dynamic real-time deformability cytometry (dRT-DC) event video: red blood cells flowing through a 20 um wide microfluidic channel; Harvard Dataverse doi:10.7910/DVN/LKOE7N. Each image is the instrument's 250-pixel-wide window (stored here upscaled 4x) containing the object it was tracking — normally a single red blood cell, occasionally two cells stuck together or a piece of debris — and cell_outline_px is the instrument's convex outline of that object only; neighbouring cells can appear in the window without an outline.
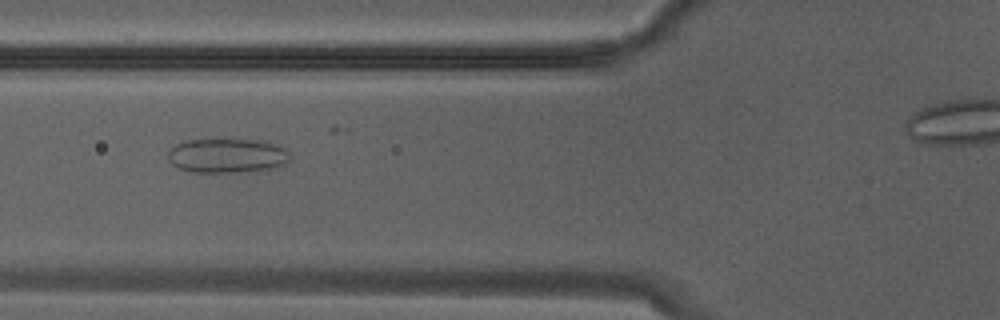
{"species": "Egyptian fruit bat (a non-hibernating species)", "species_latin": "Rousettus aegyptiacus", "temperature_condition": "warm", "stored_images_in_passage": 14, "camera_frame_rate_fps": 3000, "um_per_image_px": 0.085, "animal": {"sex": "male"}, "frame": {"image": 1, "passage_image": 8, "time_ms": 2.333, "image_size_px": [1000, 320], "cell_outline_px": [[292, 160], [276, 168], [256, 172], [192, 172], [180, 168], [172, 164], [168, 160], [168, 152], [176, 144], [184, 140], [216, 136], [232, 136], [260, 140], [280, 144], [288, 148]], "centroid_in_image_um": [19.39, 13.17], "position_along_channel_um": 106.4, "area_um2": 26.36}}